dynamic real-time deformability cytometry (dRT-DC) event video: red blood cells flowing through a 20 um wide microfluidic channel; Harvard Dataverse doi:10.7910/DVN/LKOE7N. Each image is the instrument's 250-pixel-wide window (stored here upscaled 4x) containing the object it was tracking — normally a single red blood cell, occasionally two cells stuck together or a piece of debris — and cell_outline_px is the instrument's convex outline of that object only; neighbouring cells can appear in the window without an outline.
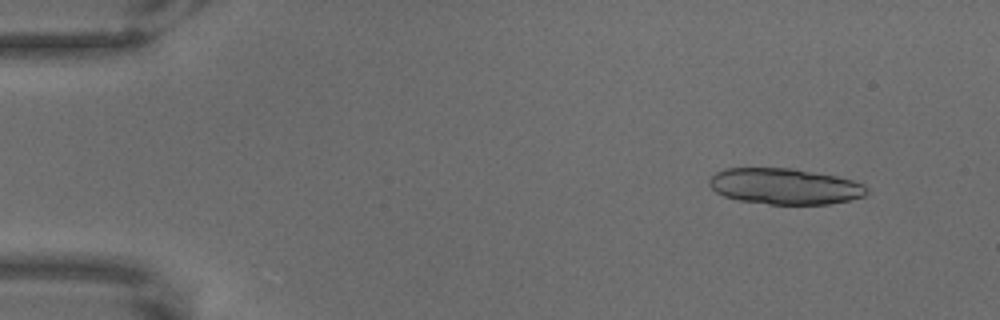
{"species": "common noctule bat (a hibernating species)", "species_latin": "Nyctalus noctula", "temperature_condition": "warm", "stored_images_in_passage": 64, "segment_of_instrument_passage": [1, 2], "camera_frame_rate_fps": 3000, "um_per_image_px": 0.085, "animal": {"sex": "male", "body_mass_g": 18.8}, "frame": {"image": 1, "passage_image": 5, "time_ms": 1.333, "image_size_px": [1000, 320], "cell_outline_px": [[868, 192], [864, 196], [848, 200], [828, 204], [768, 204], [740, 200], [724, 196], [716, 192], [708, 184], [708, 180], [716, 172], [724, 168], [792, 168], [836, 176], [852, 180], [864, 184], [868, 188]], "centroid_in_image_um": [66.69, 15.83], "position_along_channel_um": 18.3, "area_um2": 33.0}}